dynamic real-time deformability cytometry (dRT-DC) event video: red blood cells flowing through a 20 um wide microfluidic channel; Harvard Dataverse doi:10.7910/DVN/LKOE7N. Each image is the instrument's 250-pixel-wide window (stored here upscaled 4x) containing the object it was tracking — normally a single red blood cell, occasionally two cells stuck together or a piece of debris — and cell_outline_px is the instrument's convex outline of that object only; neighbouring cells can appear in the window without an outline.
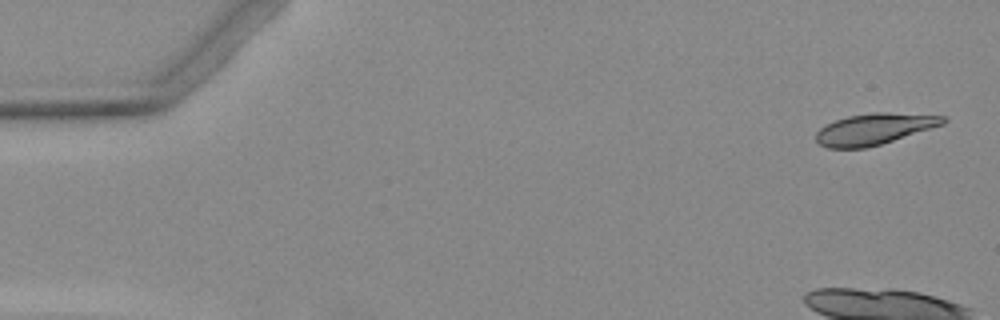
{"species": "Egyptian fruit bat (a non-hibernating species)", "species_latin": "Rousettus aegyptiacus", "temperature_condition": "warm", "stored_images_in_passage": 4, "camera_frame_rate_fps": 3000, "um_per_image_px": 0.085, "animal": {"sex": "female"}, "frame": {"image": 1, "passage_image": 1, "time_ms": 0.0, "image_size_px": [1000, 320], "cell_outline_px": [[948, 120], [944, 124], [880, 144], [864, 148], [828, 148], [820, 144], [816, 140], [816, 132], [820, 128], [836, 120], [848, 116], [872, 112], [888, 112], [944, 116]], "centroid_in_image_um": [74.31, 10.96], "position_along_channel_um": 10.7, "area_um2": 22.83}}